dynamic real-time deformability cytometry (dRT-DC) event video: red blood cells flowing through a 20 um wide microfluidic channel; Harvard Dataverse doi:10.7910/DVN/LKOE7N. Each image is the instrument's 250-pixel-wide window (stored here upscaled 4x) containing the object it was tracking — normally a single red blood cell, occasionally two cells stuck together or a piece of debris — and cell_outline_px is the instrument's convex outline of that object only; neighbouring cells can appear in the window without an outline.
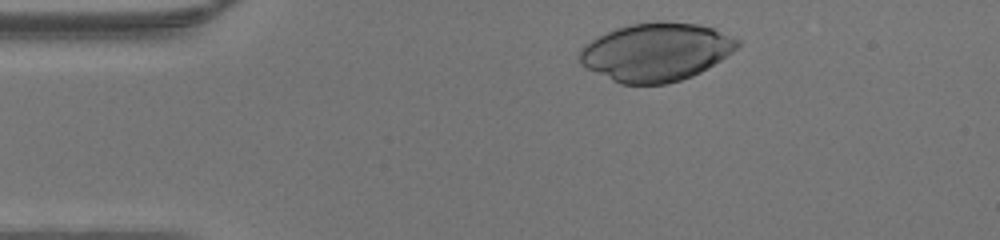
{"species": "human", "species_latin": "Homo sapiens", "temperature_condition": "warm", "stored_images_in_passage": 32, "camera_frame_rate_fps": 3000, "um_per_image_px": 0.085, "donor": {"sex": "male"}, "frame": {"image": 1, "passage_image": 2, "time_ms": 0.333, "image_size_px": [1000, 240], "cell_outline_px": [[740, 44], [732, 52], [720, 60], [700, 72], [692, 76], [668, 84], [620, 84], [580, 64], [580, 48], [584, 44], [616, 28], [632, 24], [660, 20], [696, 24], [712, 28], [740, 40]], "centroid_in_image_um": [55.76, 4.42], "position_along_channel_um": 29.2, "area_um2": 53.12}}
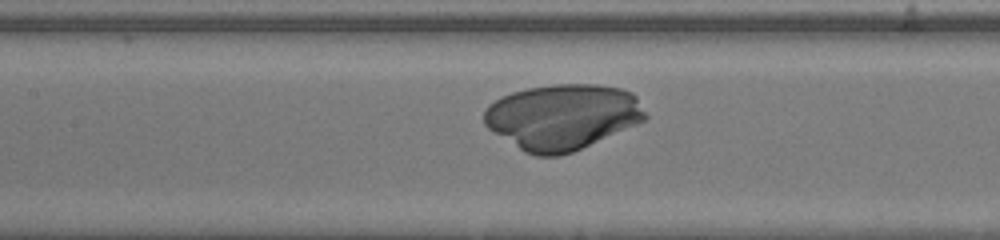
{"frame": {"image": 2, "passage_image": 15, "time_ms": 4.667, "image_size_px": [1000, 240], "cell_outline_px": [[648, 116], [644, 120], [636, 124], [572, 152], [560, 156], [536, 156], [524, 152], [488, 128], [484, 124], [484, 112], [488, 104], [512, 92], [528, 88], [556, 84], [596, 84], [620, 88], [632, 92], [636, 96]], "centroid_in_image_um": [47.8, 9.92], "position_along_channel_um": 159.6, "area_um2": 61.27}}
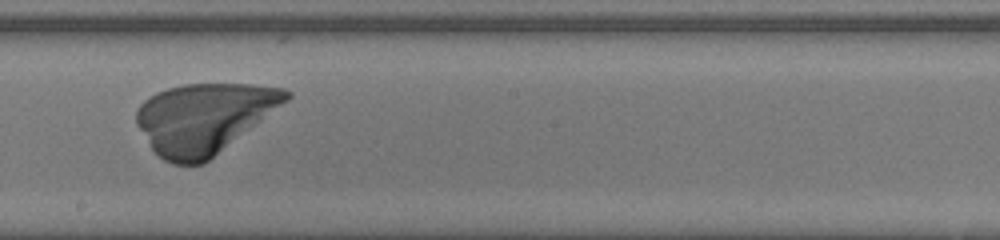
{"frame": {"image": 3, "passage_image": 20, "time_ms": 6.333, "image_size_px": [1000, 240], "cell_outline_px": [[292, 96], [288, 100], [204, 164], [172, 164], [164, 160], [152, 148], [136, 124], [136, 112], [140, 104], [148, 96], [156, 92], [168, 88], [184, 84], [252, 84], [284, 88], [292, 92]], "centroid_in_image_um": [17.33, 10.03], "position_along_channel_um": 230.9, "area_um2": 60.86}}